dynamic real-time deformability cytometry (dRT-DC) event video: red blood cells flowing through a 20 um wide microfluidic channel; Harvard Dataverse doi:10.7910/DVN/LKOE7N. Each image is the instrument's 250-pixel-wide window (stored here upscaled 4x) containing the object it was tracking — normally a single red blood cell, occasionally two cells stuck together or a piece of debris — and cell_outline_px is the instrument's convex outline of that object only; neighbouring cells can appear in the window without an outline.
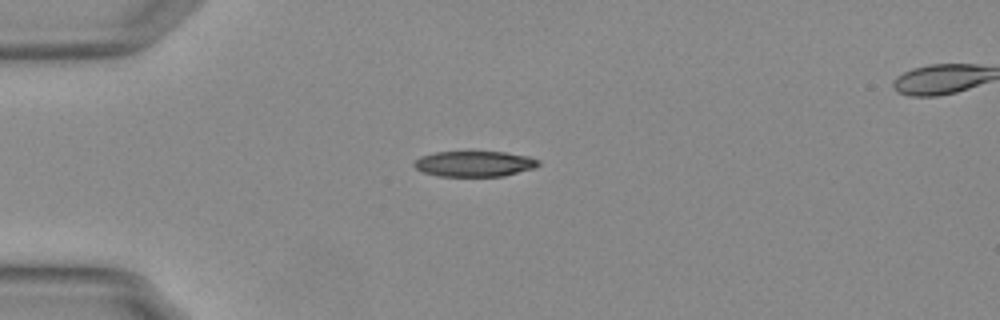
{"species": "Egyptian fruit bat (a non-hibernating species)", "species_latin": "Rousettus aegyptiacus", "temperature_condition": "warm", "stored_images_in_passage": 38, "camera_frame_rate_fps": 3000, "um_per_image_px": 0.085, "animal": {"sex": "female"}, "frame": {"image": 1, "passage_image": 1, "time_ms": 0.0, "image_size_px": [1000, 320], "cell_outline_px": [[540, 164], [536, 168], [504, 176], [440, 176], [424, 172], [416, 168], [412, 164], [420, 156], [436, 152], [504, 152], [528, 156], [540, 160]], "centroid_in_image_um": [40.36, 13.92], "position_along_channel_um": 44.6, "area_um2": 18.55}, "authors_computed_cell_mechanics": {"area_um2": 19.7098, "velocity_mm_per_s": 3.7722, "shape_relaxation_time_tau1_ms": null, "shape_relaxation_time_tau2_ms": 6.5239, "deformation_change_tau1": null, "deformation_change_tau2": 0.1685}}